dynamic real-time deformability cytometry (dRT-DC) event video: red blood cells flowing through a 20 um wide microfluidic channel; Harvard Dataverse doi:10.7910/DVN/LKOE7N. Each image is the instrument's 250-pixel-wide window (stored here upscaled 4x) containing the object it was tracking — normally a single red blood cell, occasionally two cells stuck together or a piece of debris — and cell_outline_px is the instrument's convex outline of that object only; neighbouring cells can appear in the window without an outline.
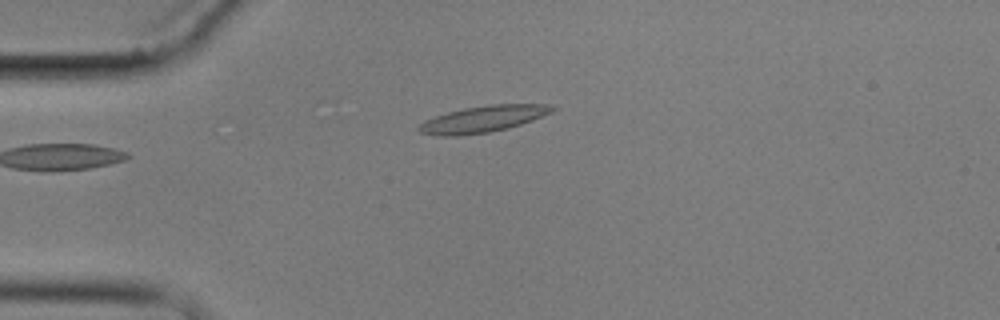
{"species": "common noctule bat (a hibernating species)", "species_latin": "Nyctalus noctula", "temperature_condition": "cold", "stored_images_in_passage": 3, "camera_frame_rate_fps": 3000, "um_per_image_px": 0.085, "animal": {"sex": "male", "body_mass_g": 17.9}, "frame": {"image": 1, "passage_image": 3, "time_ms": 2.333, "image_size_px": [1000, 320], "cell_outline_px": [[556, 108], [552, 112], [532, 120], [508, 128], [488, 132], [460, 136], [440, 136], [420, 132], [416, 128], [424, 120], [448, 112], [464, 108], [488, 104], [552, 104]], "centroid_in_image_um": [41.05, 10.11], "position_along_channel_um": 43.9, "area_um2": 20.58}}